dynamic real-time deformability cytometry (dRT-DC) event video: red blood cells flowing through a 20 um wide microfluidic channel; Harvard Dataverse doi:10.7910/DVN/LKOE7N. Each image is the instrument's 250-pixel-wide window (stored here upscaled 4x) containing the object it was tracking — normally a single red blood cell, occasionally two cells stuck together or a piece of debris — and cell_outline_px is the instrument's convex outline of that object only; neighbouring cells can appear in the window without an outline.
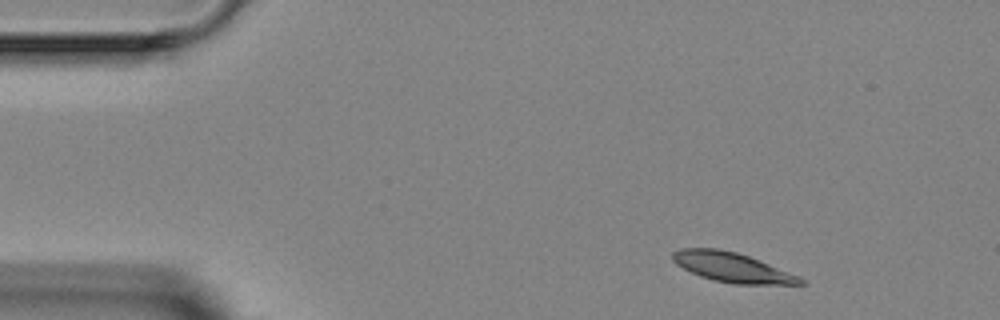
{"species": "Egyptian fruit bat (a non-hibernating species)", "species_latin": "Rousettus aegyptiacus", "temperature_condition": "room temperature", "stored_images_in_passage": 4, "camera_frame_rate_fps": 3000, "um_per_image_px": 0.085, "animal": {"sex": "female"}, "frame": {"image": 1, "passage_image": 1, "time_ms": 0.0, "image_size_px": [1000, 320], "cell_outline_px": [[808, 284], [732, 284], [712, 280], [700, 276], [676, 264], [672, 260], [672, 252], [680, 248], [716, 248], [736, 252], [748, 256], [800, 276], [808, 280]], "centroid_in_image_um": [62.25, 22.73], "position_along_channel_um": 22.7, "area_um2": 22.08}}